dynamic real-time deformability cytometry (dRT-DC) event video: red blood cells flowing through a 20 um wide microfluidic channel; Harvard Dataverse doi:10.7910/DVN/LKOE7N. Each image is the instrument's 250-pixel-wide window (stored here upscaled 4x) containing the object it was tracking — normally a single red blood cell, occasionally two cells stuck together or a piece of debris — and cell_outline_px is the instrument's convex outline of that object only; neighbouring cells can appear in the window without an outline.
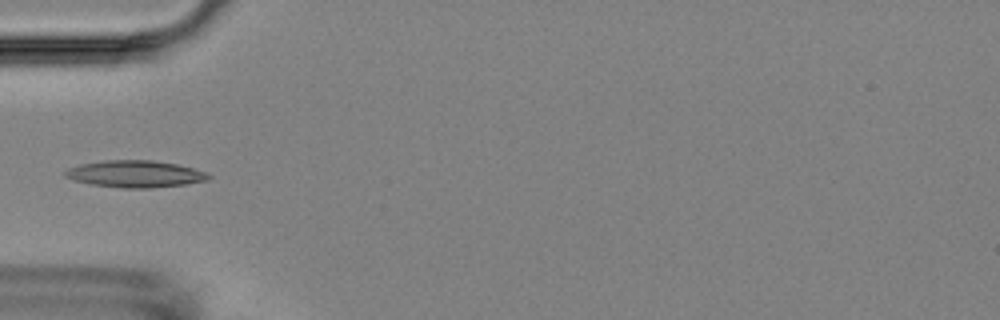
{"species": "Egyptian fruit bat (a non-hibernating species)", "species_latin": "Rousettus aegyptiacus", "temperature_condition": "room temperature", "stored_images_in_passage": 13, "camera_frame_rate_fps": 3000, "um_per_image_px": 0.085, "animal": {"sex": "female"}, "frame": {"image": 1, "passage_image": 3, "time_ms": 2.333, "image_size_px": [1000, 320], "cell_outline_px": [[212, 176], [208, 180], [184, 184], [152, 188], [120, 188], [92, 184], [76, 180], [64, 176], [64, 172], [68, 168], [80, 164], [104, 160], [152, 160], [176, 164], [208, 172]], "centroid_in_image_um": [11.51, 14.78], "position_along_channel_um": 73.5, "area_um2": 22.43}}
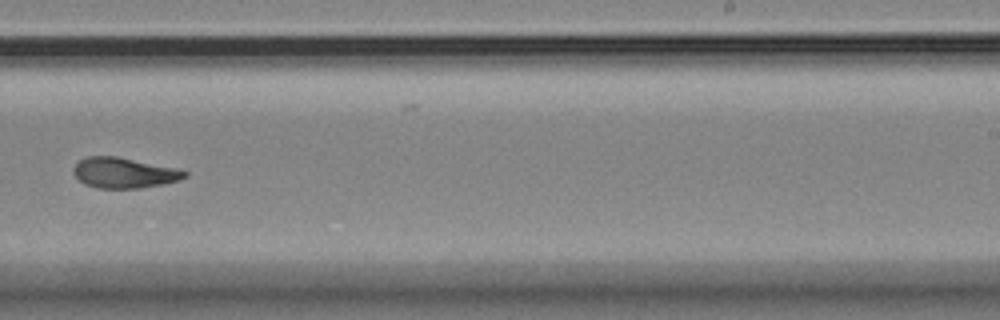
{"frame": {"image": 2, "passage_image": 8, "time_ms": 8.0, "image_size_px": [1000, 320], "cell_outline_px": [[188, 176], [180, 180], [140, 188], [96, 188], [84, 184], [72, 172], [72, 168], [80, 160], [88, 156], [116, 156], [172, 168], [188, 172]], "centroid_in_image_um": [10.49, 14.7], "position_along_channel_um": 278.5, "area_um2": 19.42}}
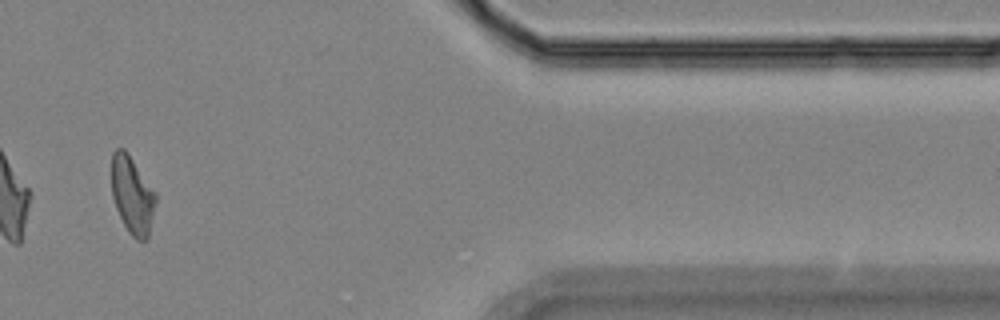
{"frame": {"image": 3, "passage_image": 11, "time_ms": 12.333, "image_size_px": [1000, 320], "cell_outline_px": [[156, 200], [148, 240], [136, 240], [128, 232], [116, 208], [112, 196], [112, 152], [116, 148], [124, 148], [128, 152], [156, 192]], "centroid_in_image_um": [11.25, 16.57], "position_along_channel_um": 400.1, "area_um2": 20.06}, "authors_computed_cell_mechanics": {"area_um2": 20.0566, "velocity_mm_per_s": 3.6146, "shape_relaxation_time_tau1_ms": null, "shape_relaxation_time_tau2_ms": 3.6313, "deformation_change_tau1": null, "deformation_change_tau2": 0.1114}}